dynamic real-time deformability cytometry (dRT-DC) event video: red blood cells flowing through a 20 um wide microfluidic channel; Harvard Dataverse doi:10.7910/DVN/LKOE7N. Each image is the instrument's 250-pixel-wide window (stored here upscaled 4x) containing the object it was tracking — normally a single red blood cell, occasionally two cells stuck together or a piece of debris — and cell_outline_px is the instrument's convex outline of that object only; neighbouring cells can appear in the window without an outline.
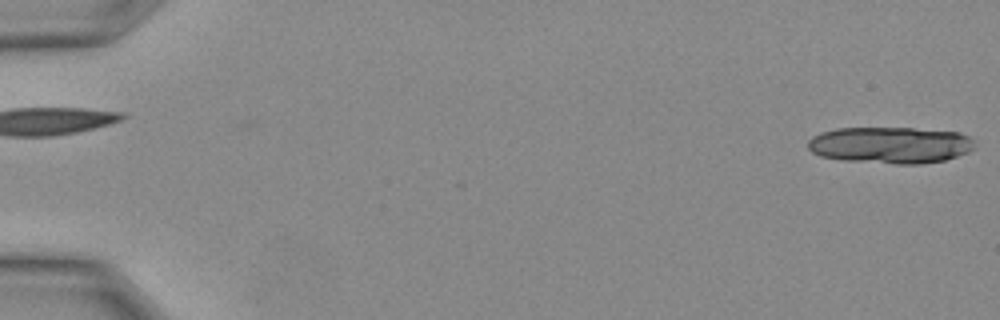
{"species": "Egyptian fruit bat (a non-hibernating species)", "species_latin": "Rousettus aegyptiacus", "temperature_condition": "warm", "stored_images_in_passage": 2, "camera_frame_rate_fps": 3000, "um_per_image_px": 0.085, "animal": {"sex": "female"}, "frame": {"image": 1, "passage_image": 2, "time_ms": 0.333, "image_size_px": [1000, 320], "cell_outline_px": [[972, 148], [968, 152], [944, 160], [920, 164], [896, 164], [844, 160], [820, 156], [812, 152], [808, 148], [808, 140], [812, 136], [836, 128], [912, 128], [960, 132], [968, 136], [972, 140]], "centroid_in_image_um": [75.65, 12.33], "position_along_channel_um": 9.3, "area_um2": 35.43}}